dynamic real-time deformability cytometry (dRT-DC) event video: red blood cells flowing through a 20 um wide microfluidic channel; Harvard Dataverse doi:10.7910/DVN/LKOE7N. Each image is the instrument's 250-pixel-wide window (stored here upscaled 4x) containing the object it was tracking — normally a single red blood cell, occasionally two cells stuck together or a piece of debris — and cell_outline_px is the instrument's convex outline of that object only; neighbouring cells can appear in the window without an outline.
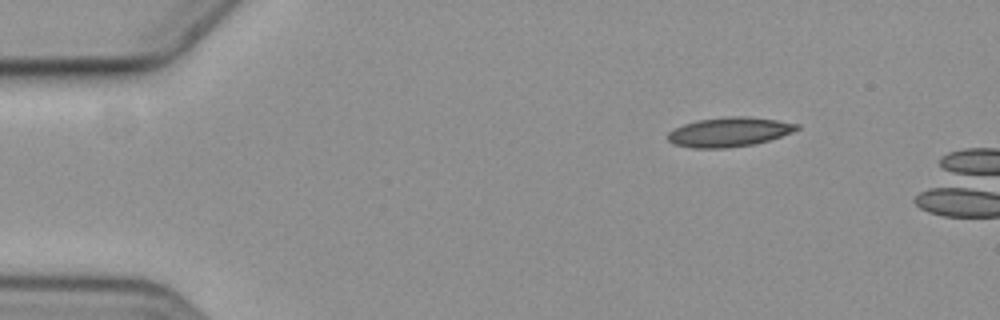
{"species": "common noctule bat (a hibernating species)", "species_latin": "Nyctalus noctula", "temperature_condition": "cold", "stored_images_in_passage": 4, "camera_frame_rate_fps": 3000, "um_per_image_px": 0.085, "animal": {"sex": "female", "body_mass_g": 19.3, "forearm_length_mm": 54.1}, "frame": {"image": 1, "passage_image": 1, "time_ms": 0.0, "image_size_px": [1000, 320], "cell_outline_px": [[800, 128], [792, 132], [768, 140], [752, 144], [728, 148], [692, 148], [672, 144], [668, 140], [668, 132], [684, 124], [696, 120], [728, 116], [748, 116], [776, 120], [800, 124]], "centroid_in_image_um": [61.96, 11.21], "position_along_channel_um": 23.0, "area_um2": 22.08}}